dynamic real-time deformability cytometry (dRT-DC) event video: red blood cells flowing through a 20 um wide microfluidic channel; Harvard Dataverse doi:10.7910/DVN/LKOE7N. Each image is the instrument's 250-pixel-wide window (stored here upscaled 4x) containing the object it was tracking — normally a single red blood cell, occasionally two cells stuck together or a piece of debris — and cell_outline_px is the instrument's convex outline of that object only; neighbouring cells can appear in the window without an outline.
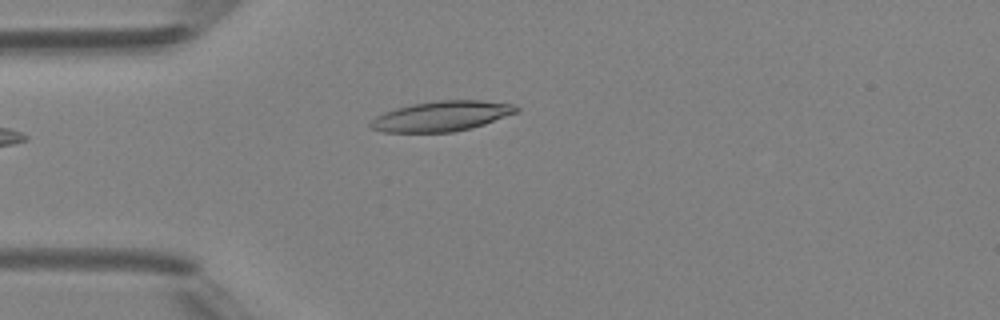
{"species": "Egyptian fruit bat (a non-hibernating species)", "species_latin": "Rousettus aegyptiacus", "temperature_condition": "room temperature", "stored_images_in_passage": 4, "camera_frame_rate_fps": 3000, "um_per_image_px": 0.085, "animal": {"sex": "female"}, "frame": {"image": 1, "passage_image": 4, "time_ms": 3.333, "image_size_px": [1000, 320], "cell_outline_px": [[520, 112], [472, 128], [452, 132], [384, 132], [372, 128], [368, 124], [376, 116], [384, 112], [396, 108], [412, 104], [440, 100], [480, 100], [512, 104], [520, 108]], "centroid_in_image_um": [37.57, 9.87], "position_along_channel_um": 47.4, "area_um2": 25.61}}